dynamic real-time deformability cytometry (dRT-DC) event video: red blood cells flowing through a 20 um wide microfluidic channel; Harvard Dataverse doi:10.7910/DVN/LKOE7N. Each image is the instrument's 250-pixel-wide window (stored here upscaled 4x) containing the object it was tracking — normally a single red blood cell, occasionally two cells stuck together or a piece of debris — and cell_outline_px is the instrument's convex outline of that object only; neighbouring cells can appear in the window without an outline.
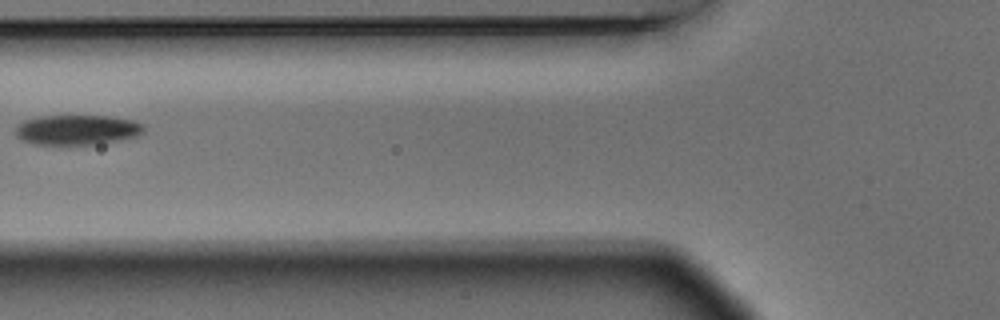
{"species": "Egyptian fruit bat (a non-hibernating species)", "species_latin": "Rousettus aegyptiacus", "temperature_condition": "warm", "stored_images_in_passage": 6, "camera_frame_rate_fps": 3000, "um_per_image_px": 0.085, "animal": {"sex": "male"}, "frame": {"image": 1, "passage_image": 5, "time_ms": 1.333, "image_size_px": [1000, 320], "cell_outline_px": [[144, 132], [136, 136], [120, 140], [96, 144], [36, 144], [24, 140], [16, 136], [16, 124], [24, 120], [40, 116], [108, 116], [132, 120], [144, 124]], "centroid_in_image_um": [6.56, 11.03], "position_along_channel_um": 119.2, "area_um2": 22.31}}
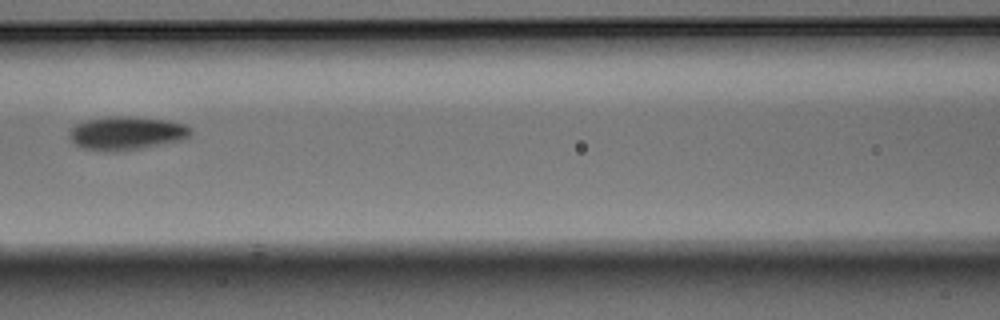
{"frame": {"image": 2, "passage_image": 6, "time_ms": 1.667, "image_size_px": [1000, 320], "cell_outline_px": [[192, 132], [188, 140], [116, 152], [104, 152], [80, 148], [68, 136], [68, 132], [76, 124], [84, 120], [112, 116], [128, 116], [168, 120], [184, 124], [192, 128]], "centroid_in_image_um": [10.78, 11.33], "position_along_channel_um": 155.8, "area_um2": 24.16}}